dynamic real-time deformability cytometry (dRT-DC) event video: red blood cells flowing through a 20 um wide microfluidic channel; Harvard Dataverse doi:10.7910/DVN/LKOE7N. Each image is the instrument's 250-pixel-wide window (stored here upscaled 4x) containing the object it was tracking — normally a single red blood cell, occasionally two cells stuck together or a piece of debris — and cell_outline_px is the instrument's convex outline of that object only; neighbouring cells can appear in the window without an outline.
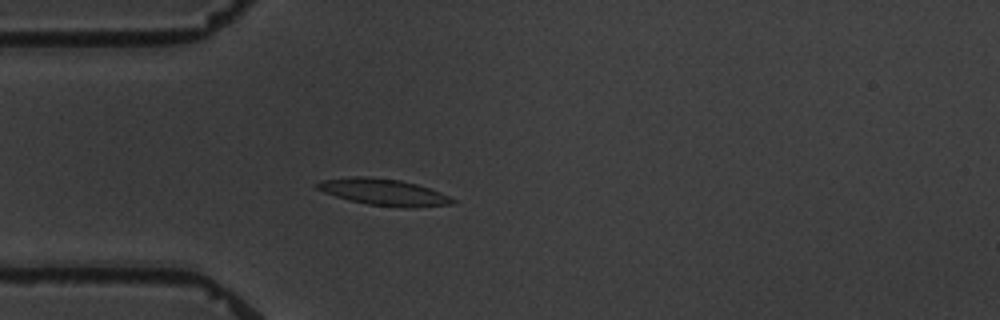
{"species": "common noctule bat (a hibernating species)", "species_latin": "Nyctalus noctula", "temperature_condition": "warm", "stored_images_in_passage": 3, "camera_frame_rate_fps": 3000, "um_per_image_px": 0.085, "animal": {"sex": "male", "body_mass_g": 19.5, "forearm_length_mm": 54.6}, "frame": {"image": 1, "passage_image": 3, "time_ms": 2.333, "image_size_px": [1000, 320], "cell_outline_px": [[456, 200], [452, 204], [412, 208], [404, 208], [368, 204], [348, 200], [324, 192], [316, 188], [316, 184], [320, 180], [352, 176], [364, 176], [400, 180], [416, 184], [440, 192]], "centroid_in_image_um": [32.6, 16.33], "position_along_channel_um": 52.4, "area_um2": 20.87}}